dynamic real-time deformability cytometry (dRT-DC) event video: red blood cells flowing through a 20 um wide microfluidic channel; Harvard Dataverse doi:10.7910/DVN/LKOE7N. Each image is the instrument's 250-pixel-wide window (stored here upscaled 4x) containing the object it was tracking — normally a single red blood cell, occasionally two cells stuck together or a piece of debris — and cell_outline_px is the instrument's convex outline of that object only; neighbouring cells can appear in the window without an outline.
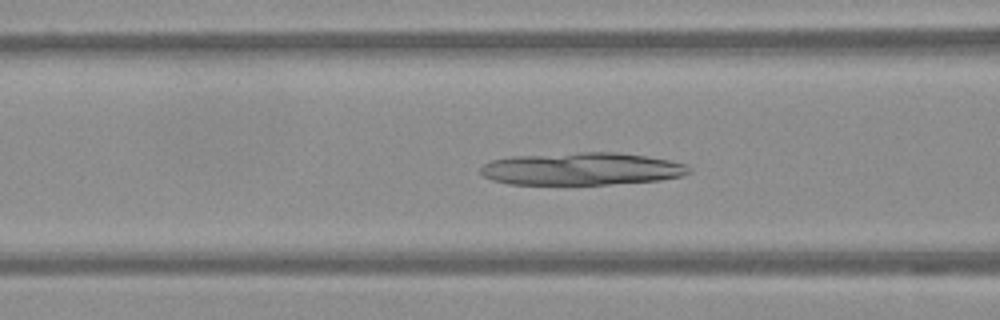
{"species": "Egyptian fruit bat (a non-hibernating species)", "species_latin": "Rousettus aegyptiacus", "temperature_condition": "warm", "stored_images_in_passage": 46, "camera_frame_rate_fps": 3000, "um_per_image_px": 0.085, "frame": {"image": 1, "passage_image": 13, "time_ms": 4.0, "image_size_px": [1000, 320], "cell_outline_px": [[692, 172], [680, 176], [660, 180], [612, 184], [508, 184], [492, 180], [484, 176], [480, 172], [480, 168], [484, 164], [492, 160], [512, 156], [580, 152], [616, 152], [644, 156], [668, 160], [688, 164], [692, 168]], "centroid_in_image_um": [49.46, 14.35], "position_along_channel_um": 117.1, "area_um2": 39.59}}
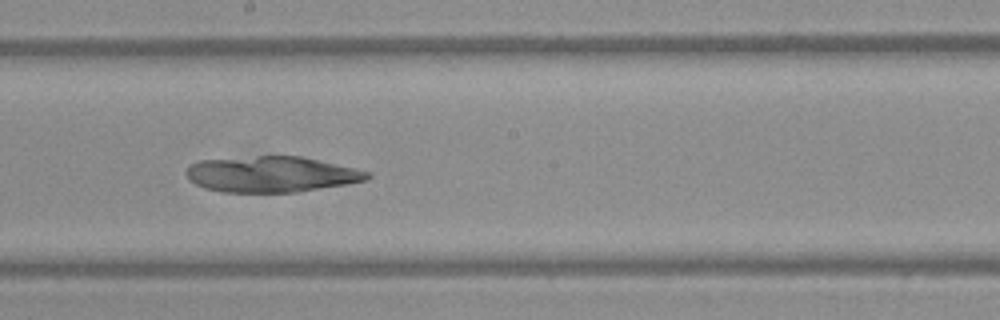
{"frame": {"image": 2, "passage_image": 22, "time_ms": 7.0, "image_size_px": [1000, 320], "cell_outline_px": [[372, 176], [368, 180], [300, 192], [220, 192], [204, 188], [188, 180], [188, 164], [200, 160], [260, 156], [300, 156], [372, 172]], "centroid_in_image_um": [23.08, 14.82], "position_along_channel_um": 225.1, "area_um2": 37.8}}
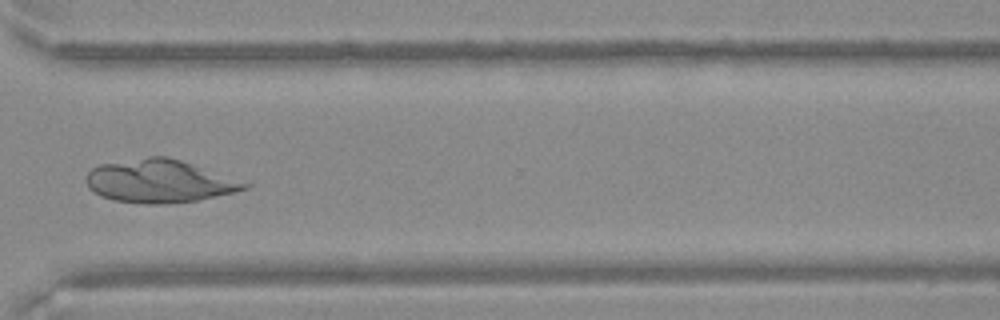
{"frame": {"image": 3, "passage_image": 33, "time_ms": 10.667, "image_size_px": [1000, 320], "cell_outline_px": [[252, 184], [248, 188], [236, 192], [200, 200], [160, 204], [148, 204], [112, 200], [100, 196], [88, 188], [84, 180], [84, 176], [92, 168], [100, 164], [148, 156], [168, 156]], "centroid_in_image_um": [13.51, 15.4], "position_along_channel_um": 357.1, "area_um2": 39.82}}